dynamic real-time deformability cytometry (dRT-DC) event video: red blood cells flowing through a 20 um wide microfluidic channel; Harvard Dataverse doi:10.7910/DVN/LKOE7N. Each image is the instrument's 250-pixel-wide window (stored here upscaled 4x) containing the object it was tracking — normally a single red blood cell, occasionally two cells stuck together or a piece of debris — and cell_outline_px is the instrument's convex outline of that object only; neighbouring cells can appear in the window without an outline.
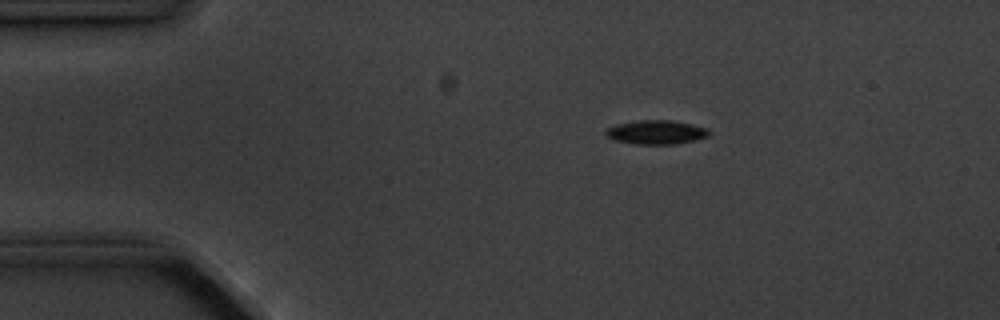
{"species": "common noctule bat (a hibernating species)", "species_latin": "Nyctalus noctula", "temperature_condition": "cold", "stored_images_in_passage": 9, "camera_frame_rate_fps": 3000, "um_per_image_px": 0.085, "animal": {"sex": "male", "body_mass_g": 20.1, "forearm_length_mm": 53.5}, "frame": {"image": 1, "passage_image": 2, "time_ms": 1.0, "image_size_px": [1000, 320], "cell_outline_px": [[712, 132], [708, 136], [692, 140], [672, 144], [636, 144], [616, 140], [608, 136], [604, 132], [608, 128], [616, 124], [640, 120], [672, 120], [692, 124], [708, 128]], "centroid_in_image_um": [55.8, 11.22], "position_along_channel_um": 29.2, "area_um2": 14.28}}
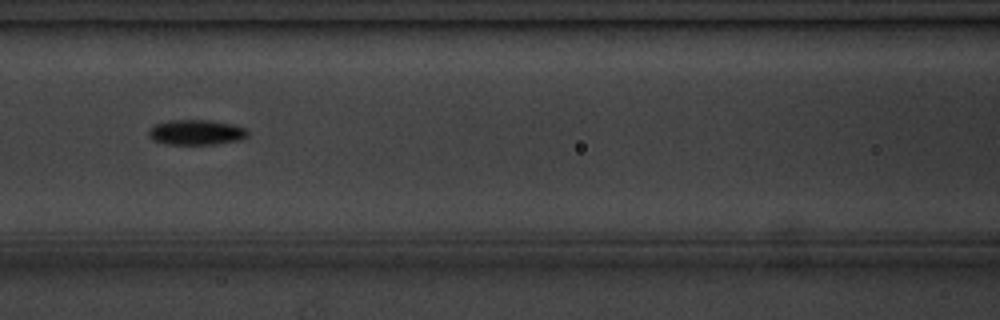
{"frame": {"image": 2, "passage_image": 6, "time_ms": 5.667, "image_size_px": [1000, 320], "cell_outline_px": [[248, 136], [240, 140], [216, 144], [164, 144], [152, 140], [148, 136], [148, 132], [152, 124], [168, 120], [208, 120], [232, 124], [244, 128], [248, 132]], "centroid_in_image_um": [16.62, 11.25], "position_along_channel_um": 150.0, "area_um2": 14.68}}
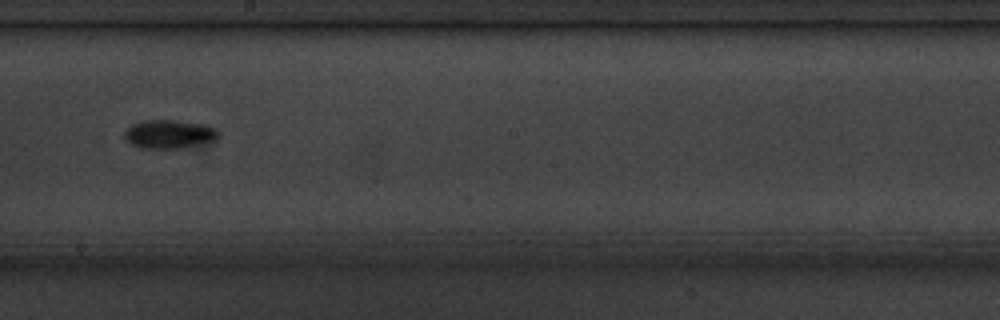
{"frame": {"image": 3, "passage_image": 8, "time_ms": 8.0, "image_size_px": [1000, 320], "cell_outline_px": [[220, 136], [216, 140], [184, 148], [140, 148], [132, 144], [124, 136], [124, 132], [132, 124], [144, 120], [176, 120], [204, 124], [216, 128]], "centroid_in_image_um": [14.42, 11.4], "position_along_channel_um": 233.8, "area_um2": 15.72}}